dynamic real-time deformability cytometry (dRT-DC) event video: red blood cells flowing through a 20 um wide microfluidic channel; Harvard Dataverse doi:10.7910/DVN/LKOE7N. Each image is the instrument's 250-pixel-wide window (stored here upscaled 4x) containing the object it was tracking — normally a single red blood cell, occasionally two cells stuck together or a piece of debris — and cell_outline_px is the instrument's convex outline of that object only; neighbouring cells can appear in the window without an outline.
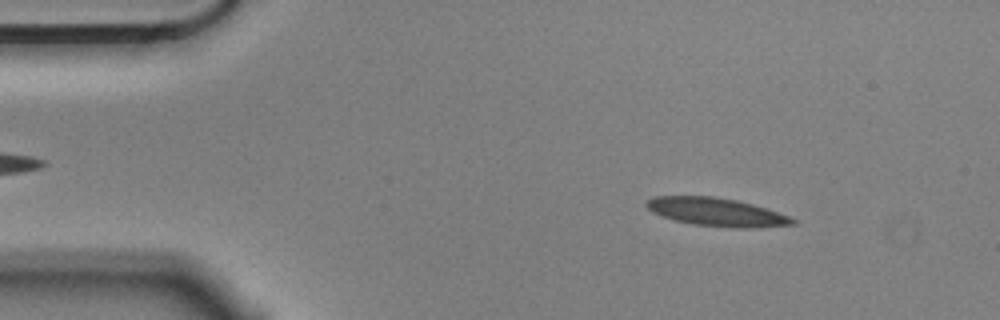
{"species": "Egyptian fruit bat (a non-hibernating species)", "species_latin": "Rousettus aegyptiacus", "temperature_condition": "cold", "stored_images_in_passage": 5, "segment_of_instrument_passage": [1, 2], "camera_frame_rate_fps": 3000, "um_per_image_px": 0.085, "animal": {"sex": "male"}, "frame": {"image": 1, "passage_image": 2, "time_ms": 0.333, "image_size_px": [1000, 320], "cell_outline_px": [[796, 224], [760, 228], [736, 228], [692, 224], [672, 220], [652, 212], [644, 204], [652, 196], [712, 196], [736, 200], [768, 208], [788, 216], [796, 220]], "centroid_in_image_um": [60.91, 18.03], "position_along_channel_um": 24.1, "area_um2": 24.22}}